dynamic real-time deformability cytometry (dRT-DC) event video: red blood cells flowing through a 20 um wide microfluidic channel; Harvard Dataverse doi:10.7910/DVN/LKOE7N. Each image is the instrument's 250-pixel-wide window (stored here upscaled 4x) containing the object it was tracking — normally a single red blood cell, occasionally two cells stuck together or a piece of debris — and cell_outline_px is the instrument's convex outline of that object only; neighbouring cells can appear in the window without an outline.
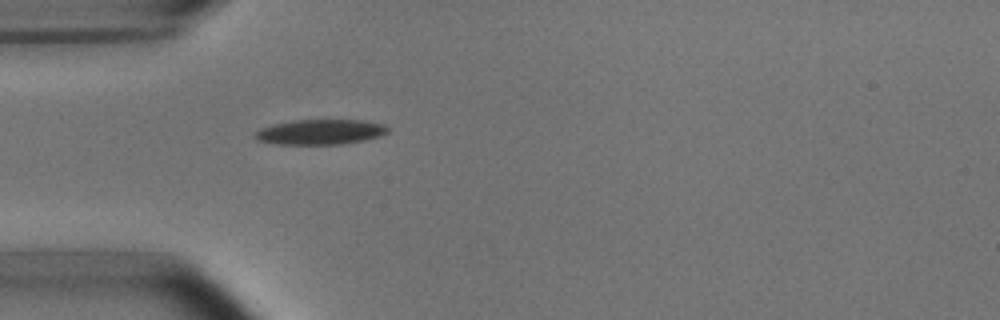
{"species": "common noctule bat (a hibernating species)", "species_latin": "Nyctalus noctula", "temperature_condition": "room temperature", "stored_images_in_passage": 2, "camera_frame_rate_fps": 3000, "um_per_image_px": 0.085, "animal": {"sex": "male", "body_mass_g": 15.6}, "frame": {"image": 1, "passage_image": 2, "time_ms": 0.333, "image_size_px": [1000, 320], "cell_outline_px": [[388, 132], [380, 136], [364, 140], [340, 144], [276, 144], [256, 140], [252, 136], [260, 128], [272, 124], [296, 120], [360, 120], [384, 124], [388, 128]], "centroid_in_image_um": [27.19, 11.22], "position_along_channel_um": 57.8, "area_um2": 19.42}}